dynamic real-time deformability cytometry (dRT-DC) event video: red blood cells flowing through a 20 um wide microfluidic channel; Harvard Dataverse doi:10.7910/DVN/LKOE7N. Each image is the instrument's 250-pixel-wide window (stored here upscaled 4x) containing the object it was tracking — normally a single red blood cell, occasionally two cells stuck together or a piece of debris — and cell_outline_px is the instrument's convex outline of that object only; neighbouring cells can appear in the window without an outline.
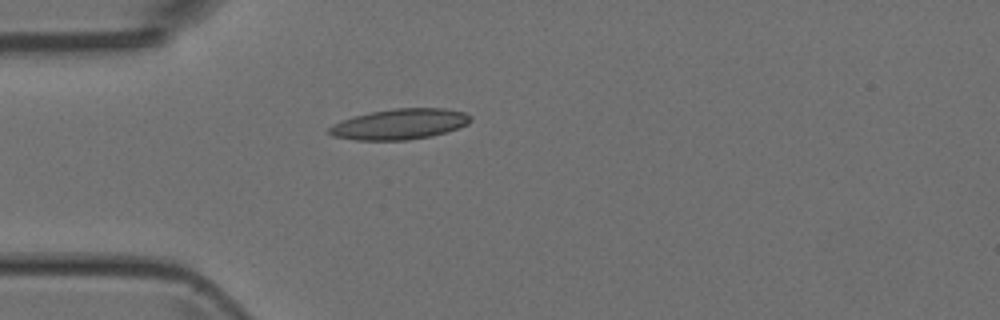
{"species": "Egyptian fruit bat (a non-hibernating species)", "species_latin": "Rousettus aegyptiacus", "temperature_condition": "room temperature", "stored_images_in_passage": 4, "camera_frame_rate_fps": 3000, "um_per_image_px": 0.085, "animal": {"sex": "female"}, "frame": {"image": 1, "passage_image": 4, "time_ms": 3.333, "image_size_px": [1000, 320], "cell_outline_px": [[472, 120], [468, 124], [432, 136], [408, 140], [356, 140], [332, 136], [328, 132], [328, 128], [332, 124], [352, 116], [372, 112], [396, 108], [444, 108], [464, 112], [472, 116]], "centroid_in_image_um": [33.96, 10.55], "position_along_channel_um": 51.0, "area_um2": 25.2}}